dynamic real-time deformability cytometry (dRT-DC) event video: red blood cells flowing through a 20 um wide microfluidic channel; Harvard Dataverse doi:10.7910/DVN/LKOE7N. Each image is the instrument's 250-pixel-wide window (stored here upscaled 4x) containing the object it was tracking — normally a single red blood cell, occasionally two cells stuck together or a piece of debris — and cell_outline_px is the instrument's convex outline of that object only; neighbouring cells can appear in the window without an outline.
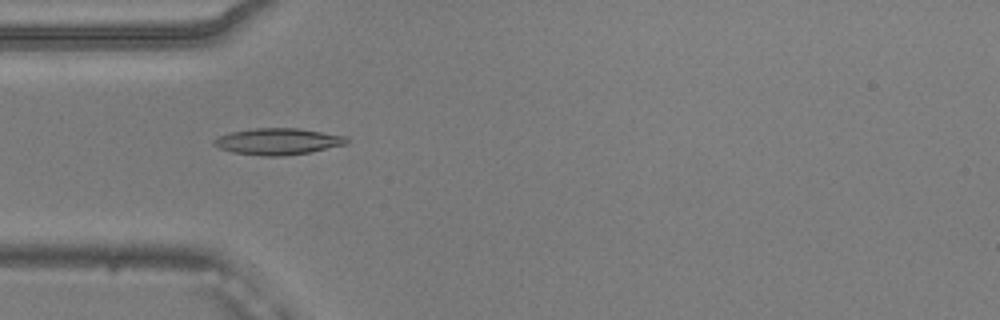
{"species": "common noctule bat (a hibernating species)", "species_latin": "Nyctalus noctula", "temperature_condition": "warm", "stored_images_in_passage": 24, "camera_frame_rate_fps": 3000, "um_per_image_px": 0.085, "animal": {"sex": "male", "body_mass_g": 20.5, "forearm_length_mm": 52.5}, "frame": {"image": 1, "passage_image": 4, "time_ms": 1.0, "image_size_px": [1000, 320], "cell_outline_px": [[348, 144], [308, 152], [280, 156], [264, 156], [232, 152], [220, 148], [212, 144], [212, 140], [220, 136], [232, 132], [256, 128], [300, 128], [348, 136]], "centroid_in_image_um": [23.65, 12.01], "position_along_channel_um": 61.4, "area_um2": 20.4}}
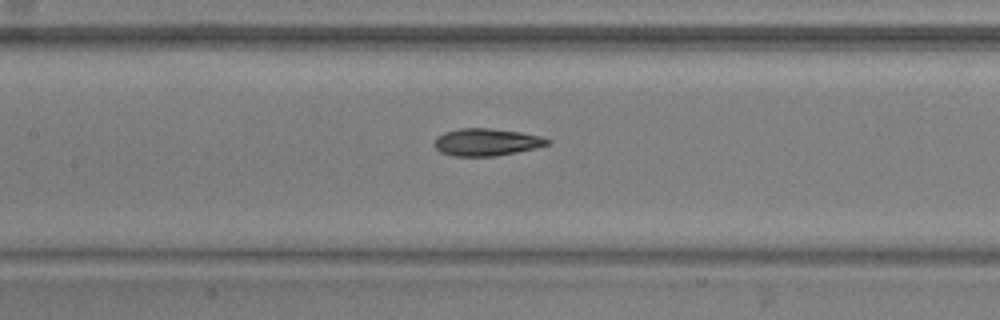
{"frame": {"image": 2, "passage_image": 12, "time_ms": 3.667, "image_size_px": [1000, 320], "cell_outline_px": [[552, 140], [548, 144], [536, 148], [496, 156], [452, 156], [440, 152], [432, 144], [436, 136], [444, 132], [460, 128], [492, 128], [520, 132], [540, 136]], "centroid_in_image_um": [41.31, 12.08], "position_along_channel_um": 166.1, "area_um2": 18.15}}
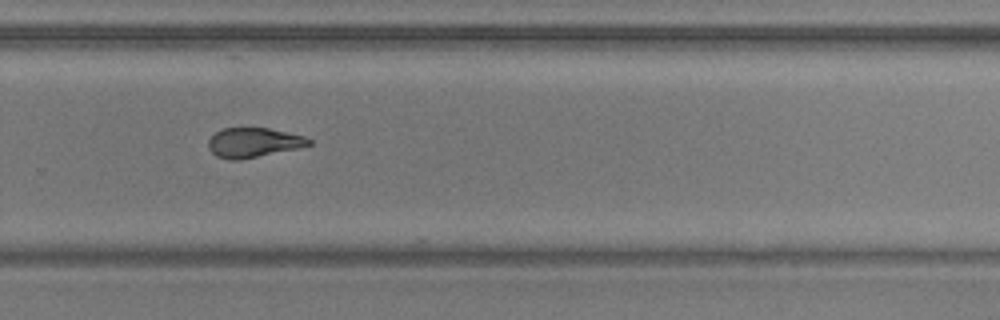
{"frame": {"image": 3, "passage_image": 23, "time_ms": 7.333, "image_size_px": [1000, 320], "cell_outline_px": [[312, 144], [300, 148], [236, 160], [228, 160], [216, 156], [208, 148], [208, 140], [216, 132], [224, 128], [268, 128], [304, 136], [312, 140]], "centroid_in_image_um": [21.55, 12.12], "position_along_channel_um": 308.3, "area_um2": 17.22}}